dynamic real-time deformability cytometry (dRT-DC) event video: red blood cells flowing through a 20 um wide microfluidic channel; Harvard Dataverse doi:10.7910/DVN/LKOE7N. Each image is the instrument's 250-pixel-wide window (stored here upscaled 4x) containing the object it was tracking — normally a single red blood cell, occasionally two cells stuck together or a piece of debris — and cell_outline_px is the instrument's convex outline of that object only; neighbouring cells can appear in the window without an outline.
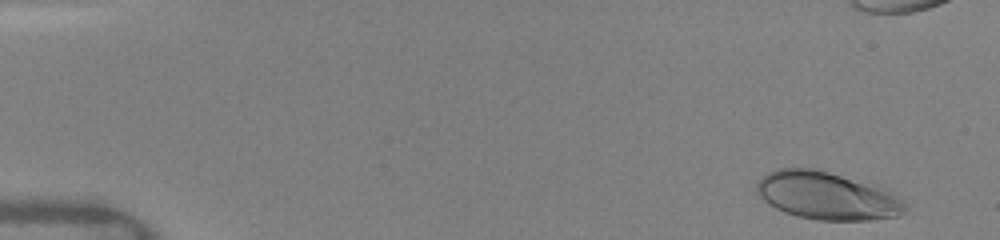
{"species": "human", "species_latin": "Homo sapiens", "temperature_condition": "warm", "stored_images_in_passage": 40, "camera_frame_rate_fps": 3000, "um_per_image_px": 0.085, "donor": {"sex": "female"}, "frame": {"image": 1, "passage_image": 2, "time_ms": 0.333, "image_size_px": [1000, 240], "cell_outline_px": [[908, 208], [900, 216], [868, 220], [816, 220], [796, 216], [784, 212], [776, 208], [764, 200], [756, 192], [756, 184], [768, 172], [780, 168], [812, 168], [880, 184], [896, 192]], "centroid_in_image_um": [70.38, 16.63], "position_along_channel_um": 14.6, "area_um2": 41.96}}
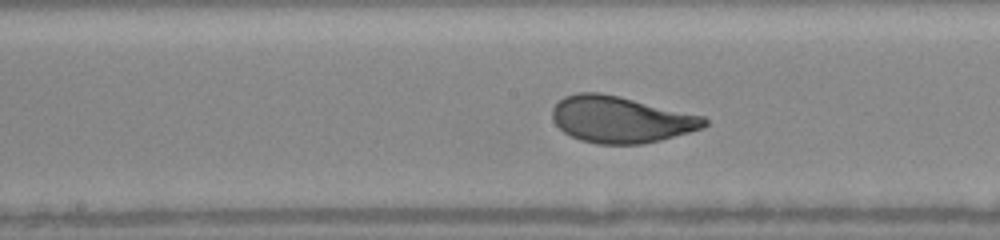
{"frame": {"image": 2, "passage_image": 25, "time_ms": 8.0, "image_size_px": [1000, 240], "cell_outline_px": [[708, 124], [704, 128], [660, 140], [644, 144], [596, 144], [580, 140], [564, 132], [552, 120], [552, 108], [564, 96], [576, 92], [600, 92], [620, 96], [704, 116], [708, 120]], "centroid_in_image_um": [52.77, 10.15], "position_along_channel_um": 195.4, "area_um2": 41.38}}
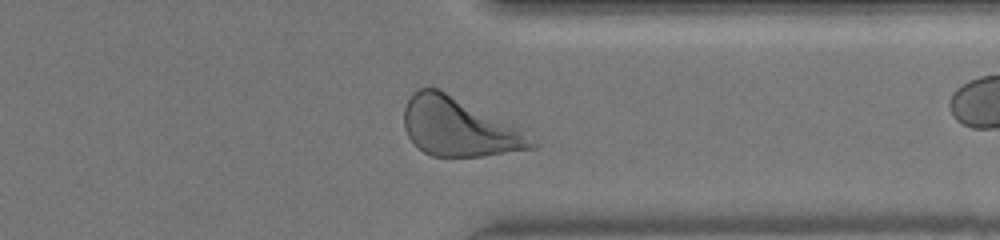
{"frame": {"image": 3, "passage_image": 38, "time_ms": 12.333, "image_size_px": [1000, 240], "cell_outline_px": [[540, 144], [536, 148], [484, 156], [432, 156], [424, 152], [408, 136], [404, 128], [404, 108], [412, 92], [420, 88], [436, 88], [444, 92], [536, 140]], "centroid_in_image_um": [38.93, 10.85], "position_along_channel_um": 372.5, "area_um2": 41.73}}